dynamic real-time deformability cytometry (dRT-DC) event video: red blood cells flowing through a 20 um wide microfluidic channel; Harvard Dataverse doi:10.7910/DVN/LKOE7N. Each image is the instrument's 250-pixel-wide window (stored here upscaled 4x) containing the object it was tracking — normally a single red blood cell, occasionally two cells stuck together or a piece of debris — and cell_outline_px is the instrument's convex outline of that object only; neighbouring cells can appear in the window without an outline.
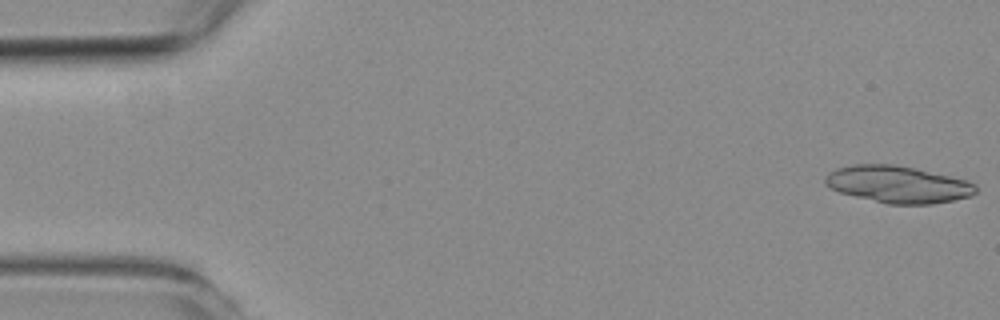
{"species": "common noctule bat (a hibernating species)", "species_latin": "Nyctalus noctula", "temperature_condition": "room temperature", "stored_images_in_passage": 13, "camera_frame_rate_fps": 3000, "um_per_image_px": 0.085, "animal": {"sex": "female", "body_mass_g": 19.3, "forearm_length_mm": 54.1}, "frame": {"image": 1, "passage_image": 1, "time_ms": 0.0, "image_size_px": [1000, 320], "cell_outline_px": [[976, 192], [972, 196], [932, 204], [888, 204], [840, 192], [824, 184], [824, 180], [828, 172], [836, 168], [852, 164], [892, 164], [916, 168], [968, 180], [976, 184]], "centroid_in_image_um": [76.34, 15.66], "position_along_channel_um": 8.7, "area_um2": 32.48}}